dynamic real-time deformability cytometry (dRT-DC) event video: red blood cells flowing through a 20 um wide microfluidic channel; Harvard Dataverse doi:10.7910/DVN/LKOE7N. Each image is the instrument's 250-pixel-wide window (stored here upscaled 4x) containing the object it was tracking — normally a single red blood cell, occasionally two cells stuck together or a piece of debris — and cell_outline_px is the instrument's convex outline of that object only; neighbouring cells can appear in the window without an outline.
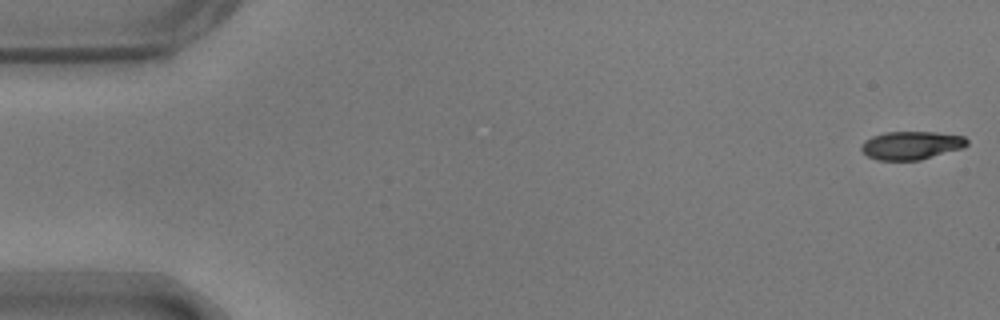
{"species": "common noctule bat (a hibernating species)", "species_latin": "Nyctalus noctula", "temperature_condition": "warm", "stored_images_in_passage": 15, "camera_frame_rate_fps": 3000, "um_per_image_px": 0.085, "animal": {"sex": "male", "body_mass_g": 17.9}, "frame": {"image": 1, "passage_image": 1, "time_ms": 0.0, "image_size_px": [1000, 320], "cell_outline_px": [[968, 144], [964, 148], [920, 160], [876, 160], [868, 156], [860, 148], [860, 144], [864, 140], [872, 136], [884, 132], [936, 132], [964, 136], [968, 140]], "centroid_in_image_um": [77.46, 12.35], "position_along_channel_um": 7.5, "area_um2": 17.57}}
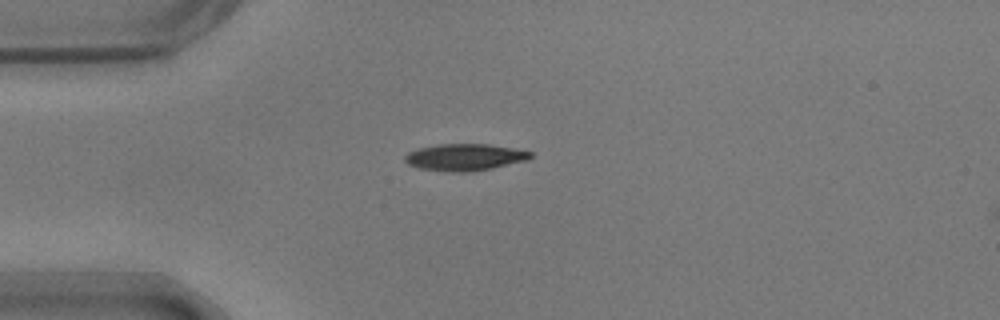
{"frame": {"image": 2, "passage_image": 14, "time_ms": 4.333, "image_size_px": [1000, 320], "cell_outline_px": [[532, 156], [528, 160], [492, 168], [468, 172], [448, 172], [420, 168], [408, 164], [404, 160], [404, 156], [408, 152], [420, 148], [440, 144], [488, 144], [512, 148], [532, 152]], "centroid_in_image_um": [39.5, 13.36], "position_along_channel_um": 45.5, "area_um2": 19.54}}